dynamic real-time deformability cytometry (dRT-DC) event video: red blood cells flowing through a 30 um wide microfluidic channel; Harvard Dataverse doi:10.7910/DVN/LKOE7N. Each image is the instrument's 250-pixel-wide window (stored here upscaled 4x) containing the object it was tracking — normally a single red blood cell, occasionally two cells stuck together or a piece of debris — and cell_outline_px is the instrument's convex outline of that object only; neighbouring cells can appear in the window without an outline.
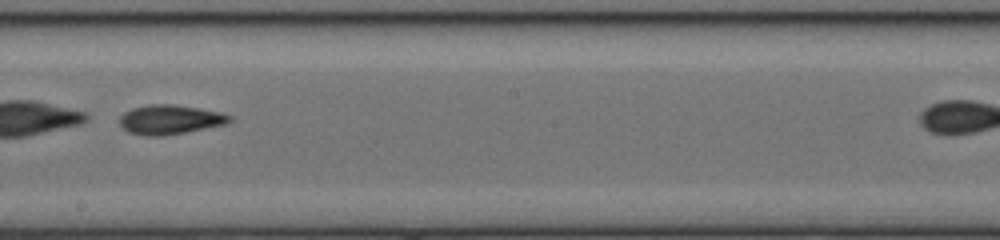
{"species": "common noctule bat (a hibernating species)", "species_latin": "Nyctalus noctula", "temperature_condition": "cold", "stored_images_in_passage": 28, "camera_frame_rate_fps": 3000, "um_per_image_px": 0.085, "animal": {"sex": "female", "body_mass_g": 17.0, "forearm_length_mm": 48.0}, "frame": {"image": 1, "passage_image": 13, "time_ms": 4.0, "image_size_px": [1000, 240], "cell_outline_px": [[232, 120], [224, 124], [184, 132], [160, 136], [144, 136], [128, 132], [120, 124], [120, 116], [124, 112], [132, 108], [148, 104], [172, 104], [200, 108], [220, 112], [232, 116]], "centroid_in_image_um": [14.42, 10.15], "position_along_channel_um": 233.8, "area_um2": 18.73}}
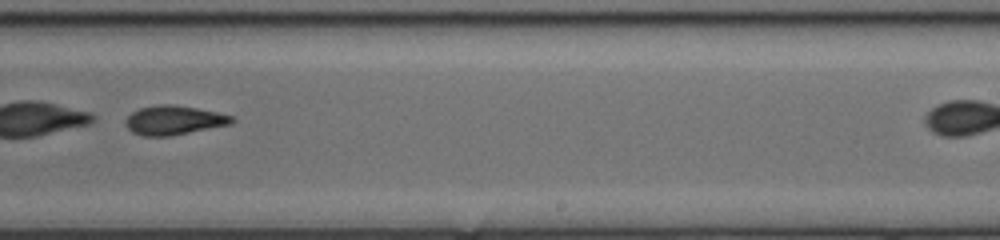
{"frame": {"image": 2, "passage_image": 16, "time_ms": 5.0, "image_size_px": [1000, 240], "cell_outline_px": [[236, 120], [232, 124], [172, 136], [144, 136], [132, 132], [124, 124], [124, 120], [132, 112], [140, 108], [160, 104], [172, 104], [196, 108], [216, 112], [232, 116]], "centroid_in_image_um": [14.78, 10.22], "position_along_channel_um": 274.2, "area_um2": 18.15}, "authors_computed_cell_mechanics": {"area_um2": 18.6983, "velocity_mm_per_s": 4.0782, "shape_relaxation_time_tau1_ms": 4.1513, "shape_relaxation_time_tau2_ms": 6.9995, "deformation_change_tau1": 0.1397, "deformation_change_tau2": 0.1502}}